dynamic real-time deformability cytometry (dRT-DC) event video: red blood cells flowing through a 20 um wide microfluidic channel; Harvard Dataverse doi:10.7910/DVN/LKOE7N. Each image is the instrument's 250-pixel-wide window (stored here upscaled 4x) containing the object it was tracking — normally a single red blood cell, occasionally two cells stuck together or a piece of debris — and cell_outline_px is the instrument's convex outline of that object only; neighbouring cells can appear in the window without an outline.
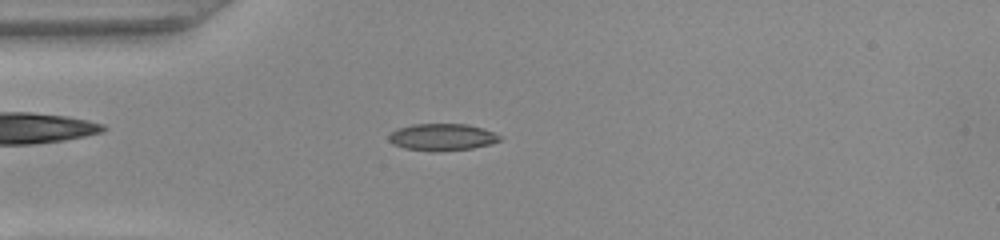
{"species": "common noctule bat (a hibernating species)", "species_latin": "Nyctalus noctula", "temperature_condition": "warm", "stored_images_in_passage": 50, "camera_frame_rate_fps": 3000, "um_per_image_px": 0.085, "animal": {"sex": "female", "body_mass_g": 22.0, "forearm_length_mm": 56.7}, "frame": {"image": 1, "passage_image": 13, "time_ms": 4.0, "image_size_px": [1000, 240], "cell_outline_px": [[500, 140], [492, 144], [472, 148], [440, 152], [432, 152], [404, 148], [392, 144], [388, 140], [388, 136], [392, 132], [400, 128], [412, 124], [468, 124], [484, 128], [500, 136]], "centroid_in_image_um": [37.58, 11.67], "position_along_channel_um": 47.4, "area_um2": 17.57}}
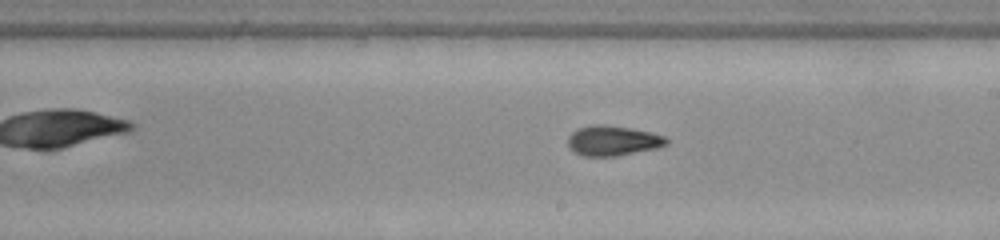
{"frame": {"image": 2, "passage_image": 28, "time_ms": 9.0, "image_size_px": [1000, 240], "cell_outline_px": [[668, 144], [656, 148], [616, 156], [584, 156], [576, 152], [568, 144], [568, 136], [572, 132], [580, 128], [592, 124], [604, 124], [632, 128], [664, 136], [668, 140]], "centroid_in_image_um": [52.09, 11.95], "position_along_channel_um": 236.9, "area_um2": 17.05}}
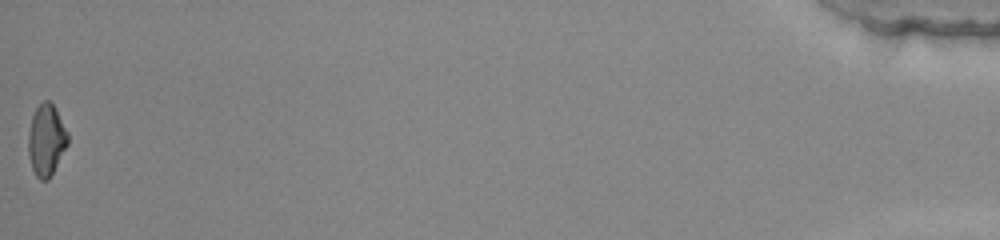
{"frame": {"image": 3, "passage_image": 50, "time_ms": 16.333, "image_size_px": [1000, 240], "cell_outline_px": [[68, 144], [48, 180], [40, 180], [36, 176], [32, 168], [28, 156], [28, 132], [32, 116], [36, 108], [44, 100], [48, 100], [56, 108], [68, 132]], "centroid_in_image_um": [3.93, 11.89], "position_along_channel_um": 431.3, "area_um2": 16.47}, "authors_computed_cell_mechanics": {"area_um2": 16.6464, "velocity_mm_per_s": 4.0616, "shape_relaxation_time_tau1_ms": 10.9141, "shape_relaxation_time_tau2_ms": 1.732, "deformation_change_tau1": 0.3061, "deformation_change_tau2": 0.0806}}